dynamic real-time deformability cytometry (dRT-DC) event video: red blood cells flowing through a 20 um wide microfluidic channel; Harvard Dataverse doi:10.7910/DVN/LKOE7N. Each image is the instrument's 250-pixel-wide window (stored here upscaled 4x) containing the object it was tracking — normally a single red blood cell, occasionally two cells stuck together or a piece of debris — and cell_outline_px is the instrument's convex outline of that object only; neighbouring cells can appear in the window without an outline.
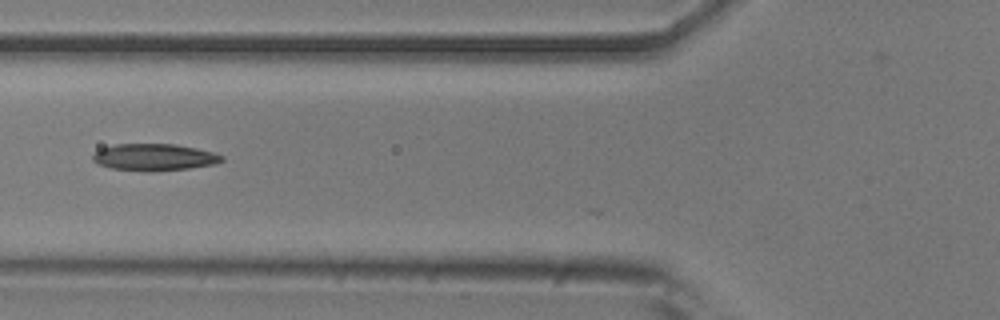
{"species": "common noctule bat (a hibernating species)", "species_latin": "Nyctalus noctula", "temperature_condition": "room temperature", "stored_images_in_passage": 22, "camera_frame_rate_fps": 3000, "um_per_image_px": 0.085, "animal": {"sex": "male", "body_mass_g": 20.5, "forearm_length_mm": 52.5}, "frame": {"image": 1, "passage_image": 3, "time_ms": 0.667, "image_size_px": [1000, 320], "cell_outline_px": [[224, 160], [212, 164], [188, 168], [148, 172], [144, 172], [112, 168], [96, 164], [92, 160], [92, 156], [100, 148], [116, 144], [176, 144], [196, 148], [212, 152], [224, 156]], "centroid_in_image_um": [13.06, 13.36], "position_along_channel_um": 112.7, "area_um2": 20.23}}
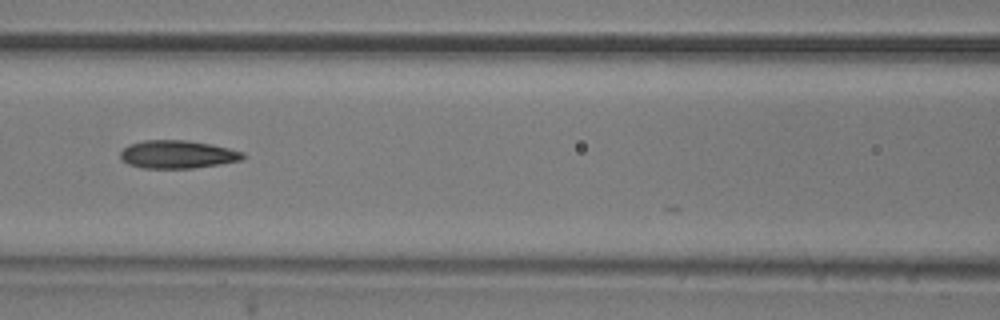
{"frame": {"image": 2, "passage_image": 6, "time_ms": 1.667, "image_size_px": [1000, 320], "cell_outline_px": [[244, 156], [240, 160], [220, 164], [192, 168], [140, 168], [128, 164], [120, 160], [120, 152], [128, 144], [144, 140], [184, 140], [208, 144], [228, 148], [244, 152]], "centroid_in_image_um": [15.02, 13.13], "position_along_channel_um": 151.6, "area_um2": 19.94}}
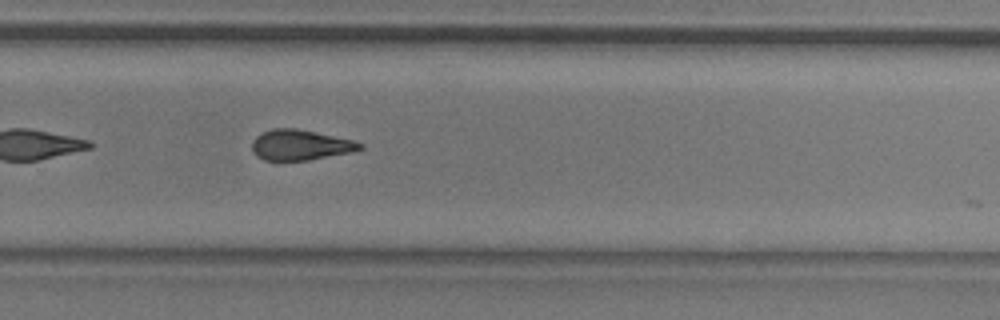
{"frame": {"image": 3, "passage_image": 18, "time_ms": 5.667, "image_size_px": [1000, 320], "cell_outline_px": [[364, 148], [352, 152], [308, 160], [264, 160], [256, 156], [252, 152], [252, 140], [256, 136], [272, 128], [296, 128], [352, 140], [364, 144]], "centroid_in_image_um": [25.51, 12.32], "position_along_channel_um": 304.3, "area_um2": 19.07}}